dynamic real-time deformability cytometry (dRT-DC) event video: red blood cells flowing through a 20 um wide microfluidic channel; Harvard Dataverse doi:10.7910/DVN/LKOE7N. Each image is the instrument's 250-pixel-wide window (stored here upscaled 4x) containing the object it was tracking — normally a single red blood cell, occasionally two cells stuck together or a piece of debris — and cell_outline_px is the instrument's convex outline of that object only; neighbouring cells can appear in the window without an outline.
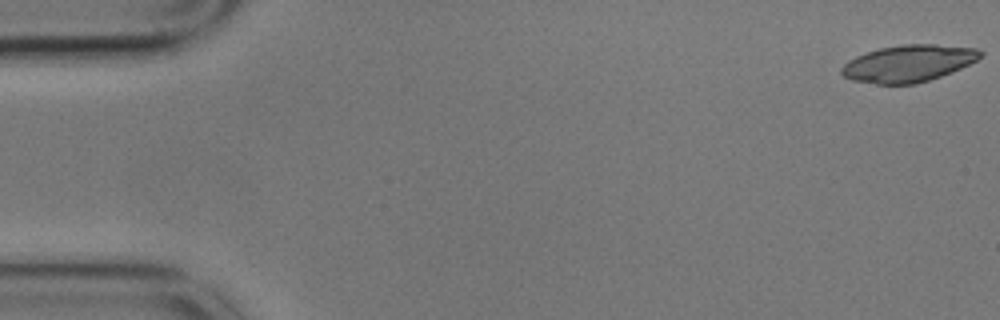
{"species": "common noctule bat (a hibernating species)", "species_latin": "Nyctalus noctula", "temperature_condition": "cold", "stored_images_in_passage": 56, "camera_frame_rate_fps": 3000, "um_per_image_px": 0.085, "animal": {"sex": "male", "body_mass_g": 17.9}, "frame": {"image": 1, "passage_image": 1, "time_ms": 0.0, "image_size_px": [1000, 320], "cell_outline_px": [[984, 52], [976, 60], [952, 72], [916, 84], [876, 84], [852, 80], [844, 76], [840, 72], [840, 68], [848, 60], [856, 56], [880, 48], [900, 44], [936, 44], [976, 48]], "centroid_in_image_um": [77.19, 5.39], "position_along_channel_um": 7.8, "area_um2": 29.77}}